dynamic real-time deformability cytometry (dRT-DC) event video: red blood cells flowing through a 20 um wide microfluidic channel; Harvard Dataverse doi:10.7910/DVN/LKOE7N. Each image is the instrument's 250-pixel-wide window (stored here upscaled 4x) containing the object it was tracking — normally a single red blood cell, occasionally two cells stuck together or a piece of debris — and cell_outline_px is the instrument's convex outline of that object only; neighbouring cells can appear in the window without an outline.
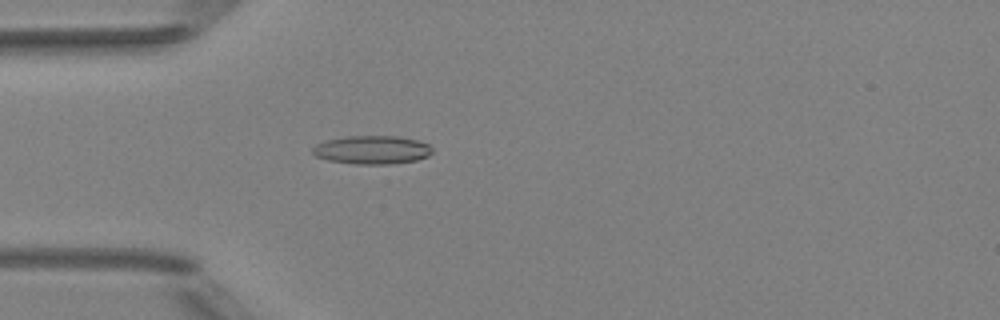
{"species": "Egyptian fruit bat (a non-hibernating species)", "species_latin": "Rousettus aegyptiacus", "temperature_condition": "room temperature", "stored_images_in_passage": 5, "camera_frame_rate_fps": 3000, "um_per_image_px": 0.085, "animal": {"sex": "female"}, "frame": {"image": 1, "passage_image": 5, "time_ms": 4.667, "image_size_px": [1000, 320], "cell_outline_px": [[432, 152], [428, 156], [416, 160], [392, 164], [356, 164], [328, 160], [316, 156], [312, 152], [312, 148], [316, 144], [328, 140], [348, 136], [396, 136], [416, 140], [428, 144], [432, 148]], "centroid_in_image_um": [31.63, 12.74], "position_along_channel_um": 53.4, "area_um2": 19.71}}